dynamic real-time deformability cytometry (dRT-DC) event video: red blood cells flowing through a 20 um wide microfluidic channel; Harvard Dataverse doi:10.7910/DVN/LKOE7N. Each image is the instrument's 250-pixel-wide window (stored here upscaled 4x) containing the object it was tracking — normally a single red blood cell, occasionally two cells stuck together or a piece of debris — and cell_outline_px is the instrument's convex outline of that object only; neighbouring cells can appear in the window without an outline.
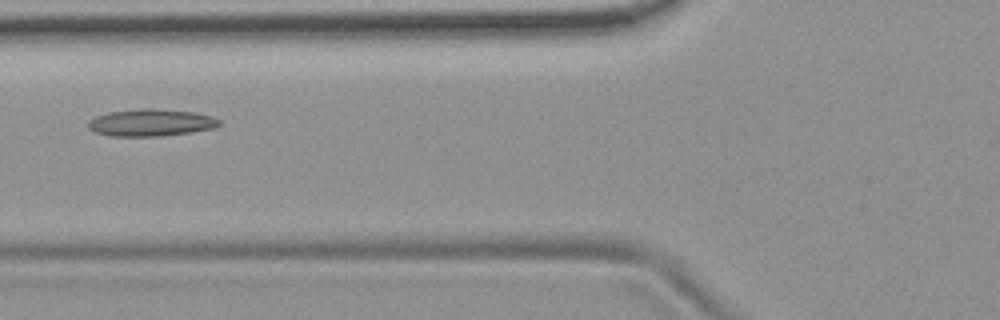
{"species": "common noctule bat (a hibernating species)", "species_latin": "Nyctalus noctula", "temperature_condition": "room temperature", "stored_images_in_passage": 5, "camera_frame_rate_fps": 3000, "um_per_image_px": 0.085, "animal": {"sex": "female", "body_mass_g": 19.9}, "frame": {"image": 1, "passage_image": 2, "time_ms": 0.333, "image_size_px": [1000, 320], "cell_outline_px": [[220, 124], [216, 128], [192, 132], [164, 136], [108, 136], [92, 132], [88, 128], [88, 120], [96, 116], [108, 112], [140, 108], [156, 108], [192, 112], [212, 116], [220, 120]], "centroid_in_image_um": [12.8, 10.43], "position_along_channel_um": 113.0, "area_um2": 21.04}}
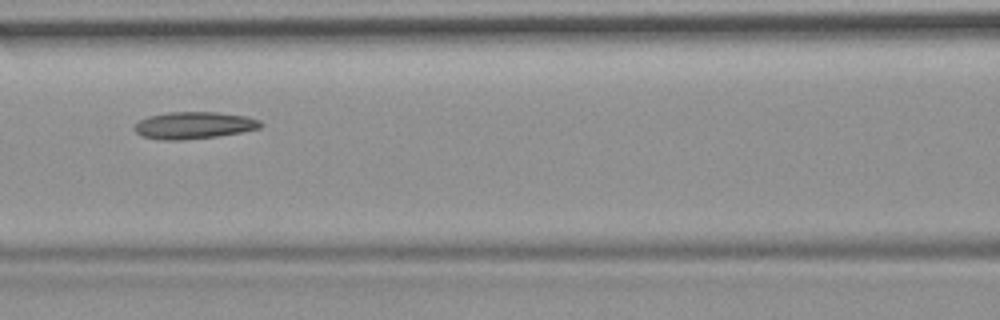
{"frame": {"image": 2, "passage_image": 3, "time_ms": 0.667, "image_size_px": [1000, 320], "cell_outline_px": [[264, 124], [260, 128], [240, 132], [216, 136], [184, 140], [160, 140], [140, 136], [132, 128], [140, 120], [148, 116], [168, 112], [216, 112], [248, 116], [260, 120]], "centroid_in_image_um": [16.47, 10.65], "position_along_channel_um": 150.1, "area_um2": 20.0}}
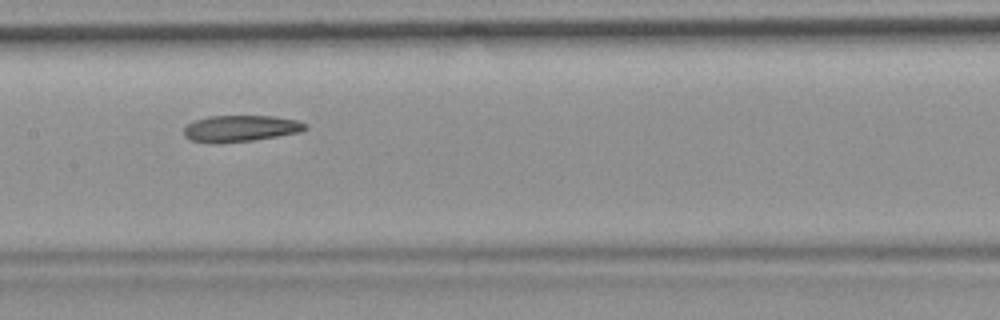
{"frame": {"image": 3, "passage_image": 4, "time_ms": 1.0, "image_size_px": [1000, 320], "cell_outline_px": [[308, 128], [300, 132], [252, 140], [216, 144], [212, 144], [192, 140], [184, 136], [184, 128], [188, 124], [196, 120], [208, 116], [276, 116], [300, 120], [308, 124]], "centroid_in_image_um": [20.48, 10.92], "position_along_channel_um": 186.9, "area_um2": 18.84}}